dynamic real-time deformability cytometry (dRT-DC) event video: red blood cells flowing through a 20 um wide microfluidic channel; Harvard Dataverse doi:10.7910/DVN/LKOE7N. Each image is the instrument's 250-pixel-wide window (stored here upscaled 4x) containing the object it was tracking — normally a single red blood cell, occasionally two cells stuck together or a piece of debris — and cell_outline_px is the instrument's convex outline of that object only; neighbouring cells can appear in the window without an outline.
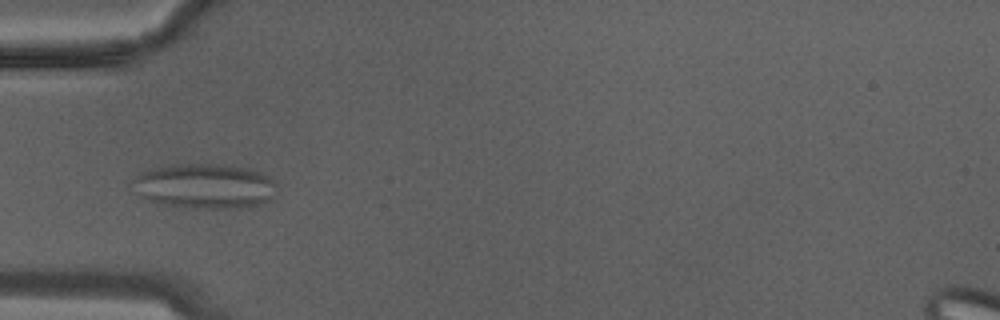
{"species": "Egyptian fruit bat (a non-hibernating species)", "species_latin": "Rousettus aegyptiacus", "temperature_condition": "warm", "stored_images_in_passage": 17, "camera_frame_rate_fps": 3000, "um_per_image_px": 0.085, "animal": {"sex": "male"}, "frame": {"image": 1, "passage_image": 10, "time_ms": 3.0, "image_size_px": [1000, 320], "cell_outline_px": [[276, 184], [272, 196], [264, 204], [248, 208], [184, 208], [160, 204], [148, 200], [140, 196], [132, 180], [140, 172], [152, 168], [172, 164], [220, 164], [252, 168], [268, 176]], "centroid_in_image_um": [17.41, 15.82], "position_along_channel_um": 67.6, "area_um2": 38.15}}
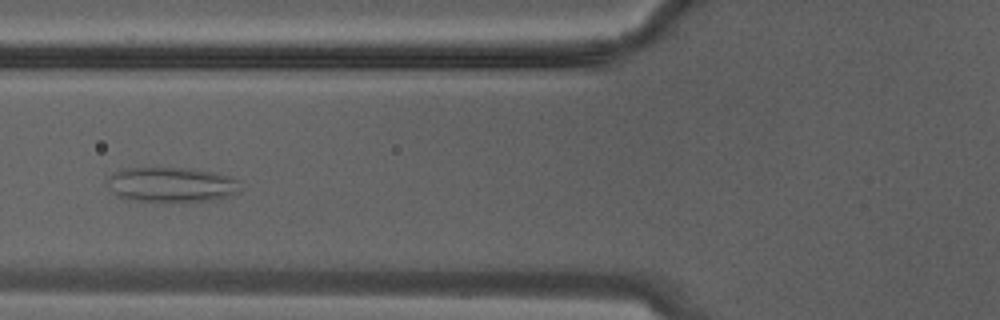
{"frame": {"image": 2, "passage_image": 12, "time_ms": 3.667, "image_size_px": [1000, 320], "cell_outline_px": [[236, 192], [228, 196], [212, 200], [172, 204], [124, 200], [116, 196], [104, 184], [108, 176], [112, 172], [120, 168], [196, 168], [232, 176], [236, 180]], "centroid_in_image_um": [14.43, 15.72], "position_along_channel_um": 111.4, "area_um2": 28.26}}